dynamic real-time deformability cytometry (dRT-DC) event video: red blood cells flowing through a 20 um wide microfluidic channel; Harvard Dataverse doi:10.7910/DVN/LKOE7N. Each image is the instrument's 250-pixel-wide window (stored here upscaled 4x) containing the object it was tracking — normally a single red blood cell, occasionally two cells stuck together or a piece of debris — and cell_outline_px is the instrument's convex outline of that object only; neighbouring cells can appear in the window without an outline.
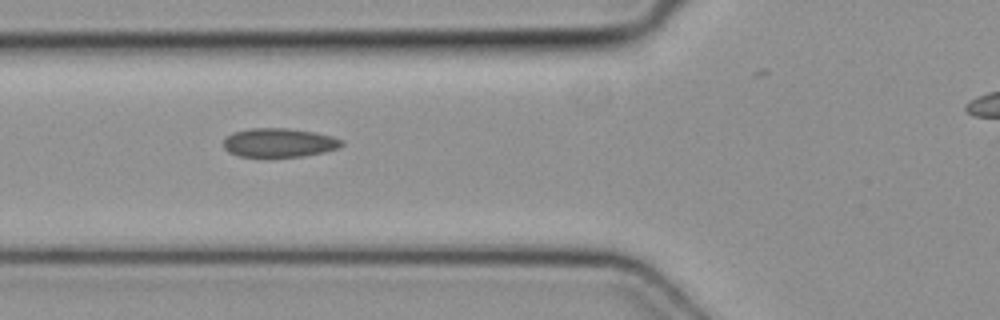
{"species": "common noctule bat (a hibernating species)", "species_latin": "Nyctalus noctula", "temperature_condition": "cold", "stored_images_in_passage": 8, "camera_frame_rate_fps": 3000, "um_per_image_px": 0.085, "animal": {"sex": "female", "body_mass_g": 19.3, "forearm_length_mm": 54.1}, "frame": {"image": 1, "passage_image": 6, "time_ms": 1.667, "image_size_px": [1000, 320], "cell_outline_px": [[344, 144], [340, 148], [324, 152], [304, 156], [268, 160], [240, 156], [228, 152], [224, 148], [224, 140], [232, 132], [252, 128], [288, 128], [316, 132], [332, 136], [344, 140]], "centroid_in_image_um": [23.74, 12.17], "position_along_channel_um": 102.1, "area_um2": 20.87}}
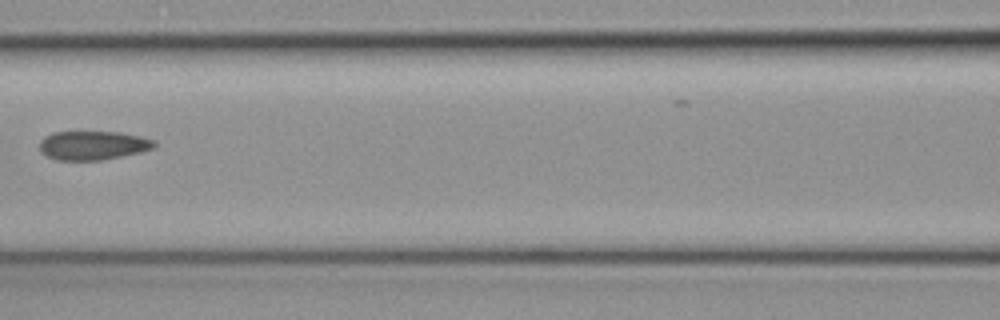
{"frame": {"image": 2, "passage_image": 7, "time_ms": 2.0, "image_size_px": [1000, 320], "cell_outline_px": [[156, 144], [152, 148], [140, 152], [100, 160], [56, 160], [44, 156], [40, 152], [40, 140], [44, 136], [52, 132], [120, 132], [140, 136], [156, 140]], "centroid_in_image_um": [7.85, 12.35], "position_along_channel_um": 158.7, "area_um2": 19.42}}
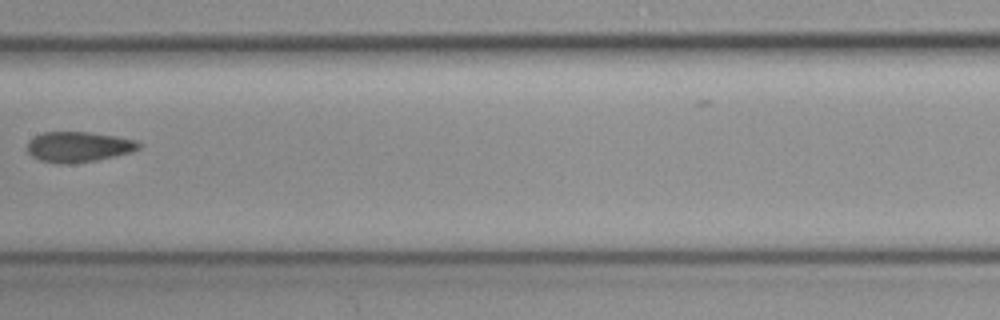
{"frame": {"image": 3, "passage_image": 8, "time_ms": 2.333, "image_size_px": [1000, 320], "cell_outline_px": [[140, 148], [128, 152], [96, 160], [68, 164], [60, 164], [40, 160], [32, 156], [28, 152], [28, 140], [44, 132], [88, 132], [116, 136], [136, 140], [140, 144]], "centroid_in_image_um": [6.64, 12.48], "position_along_channel_um": 200.8, "area_um2": 19.48}}